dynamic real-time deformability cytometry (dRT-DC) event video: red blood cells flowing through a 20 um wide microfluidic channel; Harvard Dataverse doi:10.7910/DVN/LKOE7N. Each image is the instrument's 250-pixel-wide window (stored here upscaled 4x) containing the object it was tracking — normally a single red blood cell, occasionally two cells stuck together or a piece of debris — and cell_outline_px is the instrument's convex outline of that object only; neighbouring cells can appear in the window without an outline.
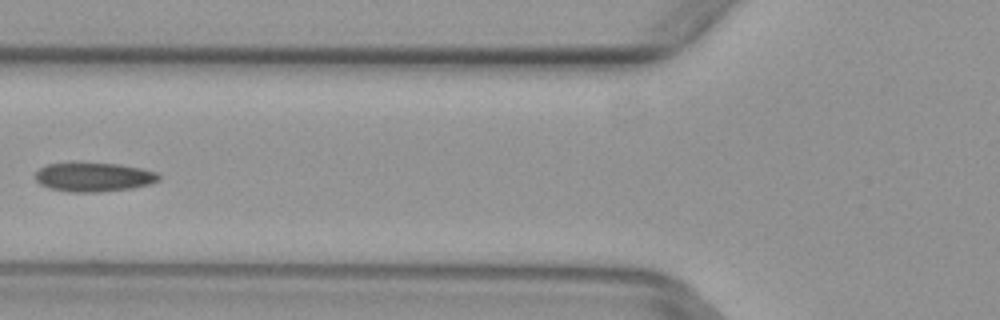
{"species": "common noctule bat (a hibernating species)", "species_latin": "Nyctalus noctula", "temperature_condition": "warm", "stored_images_in_passage": 5, "camera_frame_rate_fps": 3000, "um_per_image_px": 0.085, "animal": {"sex": "female", "body_mass_g": 29.2, "forearm_length_mm": 56.3}, "frame": {"image": 1, "passage_image": 4, "time_ms": 1.0, "image_size_px": [1000, 320], "cell_outline_px": [[160, 180], [152, 184], [132, 188], [96, 192], [68, 192], [48, 188], [40, 184], [36, 180], [36, 172], [40, 168], [48, 164], [120, 164], [144, 168], [160, 172]], "centroid_in_image_um": [8.05, 15.07], "position_along_channel_um": 117.8, "area_um2": 20.87}}